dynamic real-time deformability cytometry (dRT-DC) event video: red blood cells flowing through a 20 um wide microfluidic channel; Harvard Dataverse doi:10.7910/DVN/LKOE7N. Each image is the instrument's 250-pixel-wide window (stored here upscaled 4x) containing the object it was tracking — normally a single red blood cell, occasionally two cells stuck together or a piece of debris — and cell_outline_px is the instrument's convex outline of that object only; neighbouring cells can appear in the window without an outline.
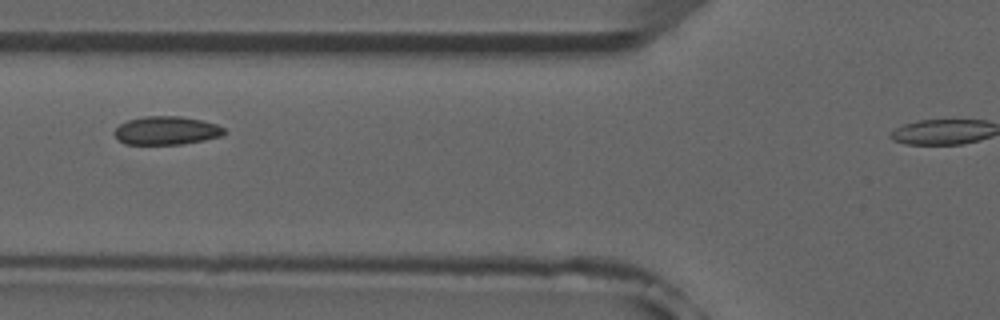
{"species": "common noctule bat (a hibernating species)", "species_latin": "Nyctalus noctula", "temperature_condition": "room temperature", "stored_images_in_passage": 3, "camera_frame_rate_fps": 3000, "um_per_image_px": 0.085, "animal": {"sex": "male", "forearm_length_mm": 52.5}, "frame": {"image": 1, "passage_image": 3, "time_ms": 2.333, "image_size_px": [1000, 320], "cell_outline_px": [[228, 132], [220, 136], [204, 140], [180, 144], [124, 144], [112, 132], [120, 124], [128, 120], [144, 116], [180, 116], [200, 120], [216, 124], [224, 128]], "centroid_in_image_um": [14.14, 11.09], "position_along_channel_um": 111.7, "area_um2": 18.09}}